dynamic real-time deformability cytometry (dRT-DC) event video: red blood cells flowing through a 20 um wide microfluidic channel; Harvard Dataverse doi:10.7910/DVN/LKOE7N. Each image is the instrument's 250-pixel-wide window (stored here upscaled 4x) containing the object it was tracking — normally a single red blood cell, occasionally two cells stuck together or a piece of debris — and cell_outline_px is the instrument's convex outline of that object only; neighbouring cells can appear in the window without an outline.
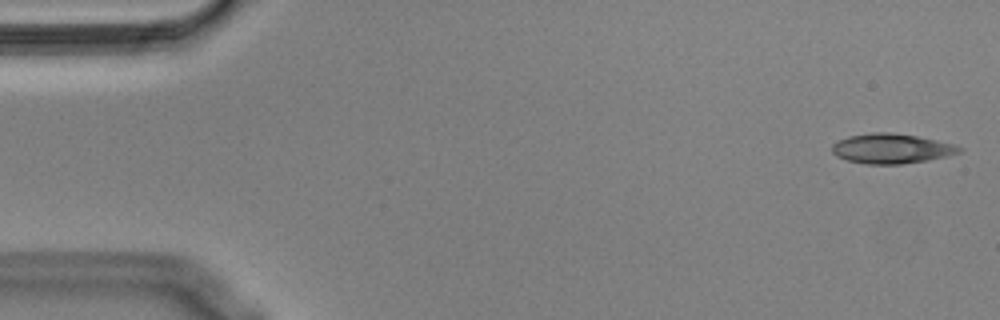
{"species": "Egyptian fruit bat (a non-hibernating species)", "species_latin": "Rousettus aegyptiacus", "temperature_condition": "cold", "stored_images_in_passage": 54, "camera_frame_rate_fps": 3000, "um_per_image_px": 0.085, "animal": {"sex": "male"}, "frame": {"image": 1, "passage_image": 1, "time_ms": 0.0, "image_size_px": [1000, 320], "cell_outline_px": [[964, 148], [960, 152], [928, 160], [900, 164], [868, 164], [848, 160], [836, 156], [832, 152], [832, 144], [836, 140], [848, 136], [872, 132], [888, 132], [916, 136], [936, 140], [952, 144]], "centroid_in_image_um": [75.72, 12.62], "position_along_channel_um": 9.3, "area_um2": 21.96}}
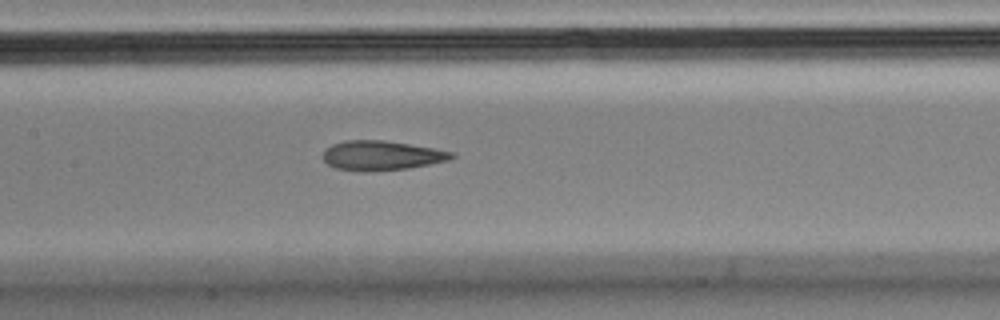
{"frame": {"image": 2, "passage_image": 25, "time_ms": 8.0, "image_size_px": [1000, 320], "cell_outline_px": [[456, 156], [452, 160], [408, 168], [364, 172], [360, 172], [336, 168], [328, 164], [324, 160], [324, 148], [332, 144], [348, 140], [384, 140], [432, 148], [452, 152]], "centroid_in_image_um": [32.43, 13.22], "position_along_channel_um": 175.0, "area_um2": 22.14}}
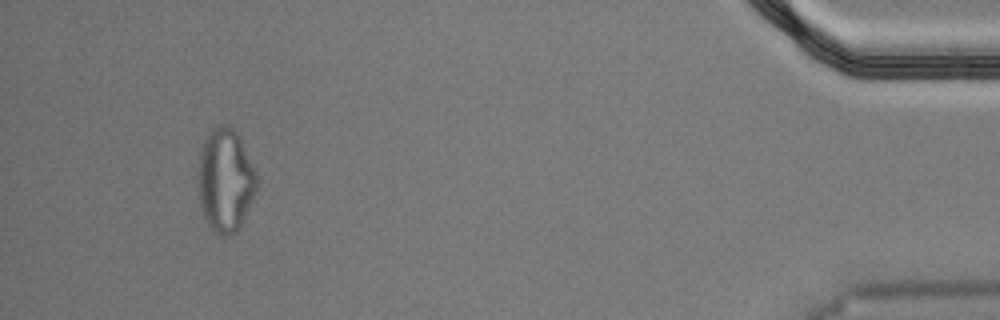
{"frame": {"image": 3, "passage_image": 51, "time_ms": 16.667, "image_size_px": [1000, 320], "cell_outline_px": [[256, 188], [240, 228], [236, 232], [228, 236], [220, 236], [208, 224], [204, 216], [200, 204], [196, 172], [200, 152], [204, 140], [212, 128], [220, 124], [228, 124], [240, 136], [256, 172]], "centroid_in_image_um": [19.13, 15.3], "position_along_channel_um": 416.1, "area_um2": 35.49}, "authors_computed_cell_mechanics": {"area_um2": 22.3975, "velocity_mm_per_s": 3.5909, "shape_relaxation_time_tau1_ms": null, "shape_relaxation_time_tau2_ms": 3.6275, "deformation_change_tau1": null, "deformation_change_tau2": 0.1232}}